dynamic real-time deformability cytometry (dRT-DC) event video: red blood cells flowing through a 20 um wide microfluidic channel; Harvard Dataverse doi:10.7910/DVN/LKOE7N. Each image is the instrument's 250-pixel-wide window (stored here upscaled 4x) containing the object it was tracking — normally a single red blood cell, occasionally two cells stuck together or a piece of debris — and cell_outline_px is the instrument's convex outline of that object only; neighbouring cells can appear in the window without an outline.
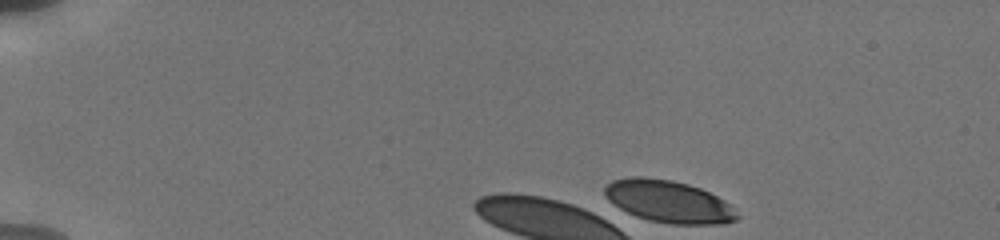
{"species": "human", "species_latin": "Homo sapiens", "temperature_condition": "cold", "stored_images_in_passage": 1, "camera_frame_rate_fps": 3000, "um_per_image_px": 0.085, "donor": {"sex": "male"}, "frame": {"image": 1, "passage_image": 1, "time_ms": 0.0, "image_size_px": [1000, 240], "cell_outline_px": [[740, 216], [736, 220], [724, 224], [668, 224], [648, 220], [636, 216], [620, 208], [608, 200], [604, 192], [604, 188], [612, 180], [632, 176], [644, 176], [672, 180], [688, 184], [700, 188], [732, 204]], "centroid_in_image_um": [56.86, 17.13], "position_along_channel_um": 28.1, "area_um2": 32.77}}